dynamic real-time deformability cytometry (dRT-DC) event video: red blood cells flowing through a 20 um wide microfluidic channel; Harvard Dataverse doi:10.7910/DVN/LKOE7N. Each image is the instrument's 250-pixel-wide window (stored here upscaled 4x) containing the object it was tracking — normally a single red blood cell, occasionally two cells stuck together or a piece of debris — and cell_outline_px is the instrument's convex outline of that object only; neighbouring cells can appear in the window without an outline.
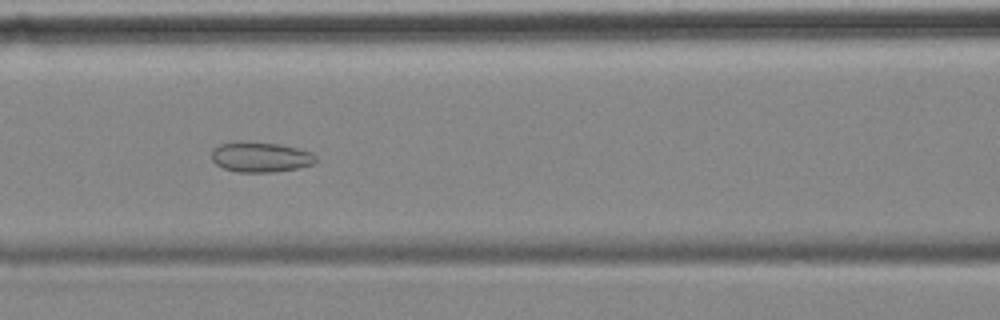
{"species": "common noctule bat (a hibernating species)", "species_latin": "Nyctalus noctula", "temperature_condition": "cold", "stored_images_in_passage": 53, "camera_frame_rate_fps": 3000, "um_per_image_px": 0.085, "animal": {"sex": "female", "body_mass_g": 18.4}, "frame": {"image": 1, "passage_image": 20, "time_ms": 6.333, "image_size_px": [1000, 320], "cell_outline_px": [[316, 164], [296, 168], [272, 172], [236, 172], [224, 168], [216, 164], [212, 160], [212, 152], [220, 144], [244, 140], [276, 144], [296, 148], [312, 152], [316, 156]], "centroid_in_image_um": [22.15, 13.34], "position_along_channel_um": 144.4, "area_um2": 18.32}}
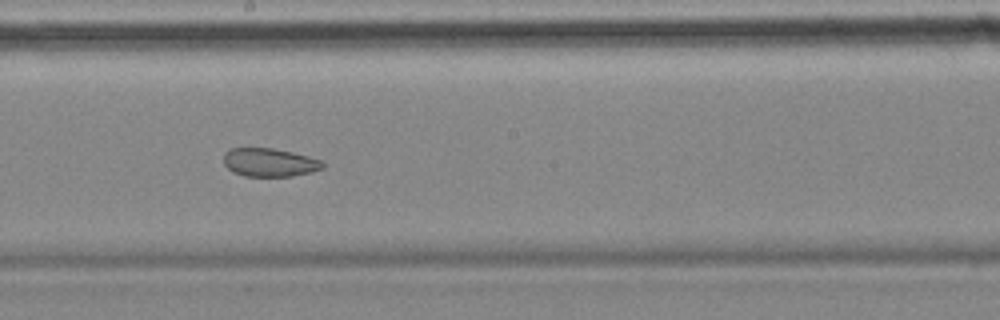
{"frame": {"image": 2, "passage_image": 27, "time_ms": 8.667, "image_size_px": [1000, 320], "cell_outline_px": [[324, 168], [312, 172], [292, 176], [244, 176], [232, 172], [224, 164], [224, 152], [232, 148], [272, 148], [292, 152], [308, 156], [320, 160], [324, 164]], "centroid_in_image_um": [22.9, 13.81], "position_along_channel_um": 225.3, "area_um2": 16.42}}
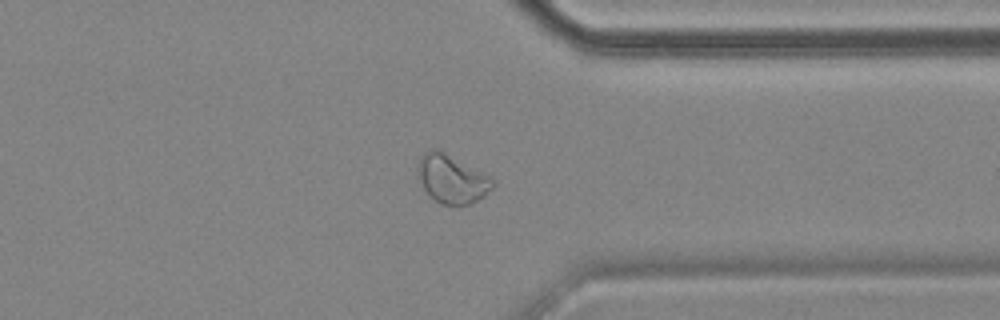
{"frame": {"image": 3, "passage_image": 40, "time_ms": 13.0, "image_size_px": [1000, 320], "cell_outline_px": [[496, 184], [484, 196], [460, 208], [440, 204], [424, 188], [416, 176], [416, 164], [420, 156], [424, 152], [432, 148], [440, 148], [488, 176]], "centroid_in_image_um": [38.35, 15.2], "position_along_channel_um": 373.0, "area_um2": 21.56}, "authors_computed_cell_mechanics": {"area_um2": 22.9466, "velocity_mm_per_s": 3.4776, "shape_relaxation_time_tau1_ms": null, "shape_relaxation_time_tau2_ms": 3.1584, "deformation_change_tau1": null, "deformation_change_tau2": 0.0803}}